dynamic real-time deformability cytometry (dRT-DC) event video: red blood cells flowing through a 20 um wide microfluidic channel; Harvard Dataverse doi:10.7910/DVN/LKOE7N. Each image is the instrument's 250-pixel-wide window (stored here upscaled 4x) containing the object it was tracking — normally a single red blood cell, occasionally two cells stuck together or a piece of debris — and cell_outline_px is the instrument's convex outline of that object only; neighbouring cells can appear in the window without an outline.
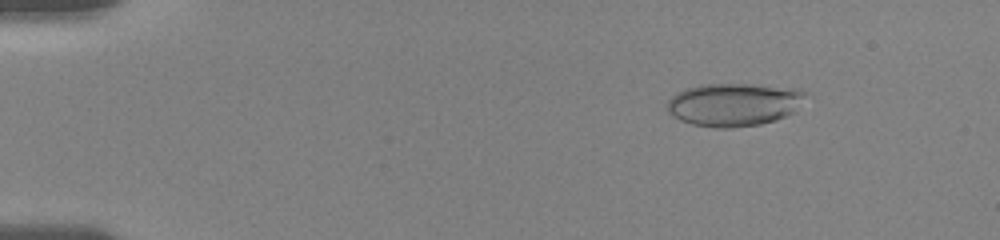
{"species": "human", "species_latin": "Homo sapiens", "temperature_condition": "room temperature", "stored_images_in_passage": 12, "camera_frame_rate_fps": 3000, "um_per_image_px": 0.085, "donor": {"sex": "female"}, "frame": {"image": 1, "passage_image": 4, "time_ms": 2.0, "image_size_px": [1000, 240], "cell_outline_px": [[812, 96], [792, 112], [784, 116], [760, 124], [728, 128], [716, 128], [692, 124], [680, 120], [672, 116], [668, 112], [668, 100], [676, 92], [688, 88], [704, 84], [748, 84], [800, 88]], "centroid_in_image_um": [62.43, 8.87], "position_along_channel_um": 22.6, "area_um2": 34.91}}
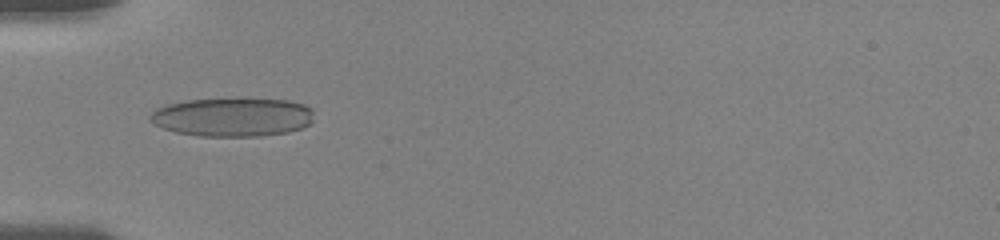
{"frame": {"image": 2, "passage_image": 9, "time_ms": 5.667, "image_size_px": [1000, 240], "cell_outline_px": [[312, 120], [308, 124], [300, 128], [288, 132], [256, 136], [196, 136], [176, 132], [164, 128], [148, 120], [148, 116], [156, 108], [168, 104], [188, 100], [236, 96], [240, 96], [288, 100], [304, 104], [312, 108]], "centroid_in_image_um": [19.76, 9.91], "position_along_channel_um": 65.2, "area_um2": 37.92}}
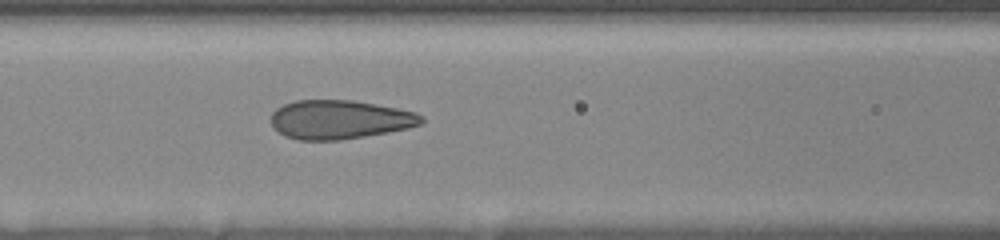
{"frame": {"image": 3, "passage_image": 12, "time_ms": 7.667, "image_size_px": [1000, 240], "cell_outline_px": [[424, 120], [420, 124], [408, 128], [340, 140], [300, 140], [284, 136], [272, 128], [272, 112], [276, 108], [284, 104], [296, 100], [352, 100], [396, 108], [416, 112], [424, 116]], "centroid_in_image_um": [28.84, 10.16], "position_along_channel_um": 137.8, "area_um2": 33.99}}